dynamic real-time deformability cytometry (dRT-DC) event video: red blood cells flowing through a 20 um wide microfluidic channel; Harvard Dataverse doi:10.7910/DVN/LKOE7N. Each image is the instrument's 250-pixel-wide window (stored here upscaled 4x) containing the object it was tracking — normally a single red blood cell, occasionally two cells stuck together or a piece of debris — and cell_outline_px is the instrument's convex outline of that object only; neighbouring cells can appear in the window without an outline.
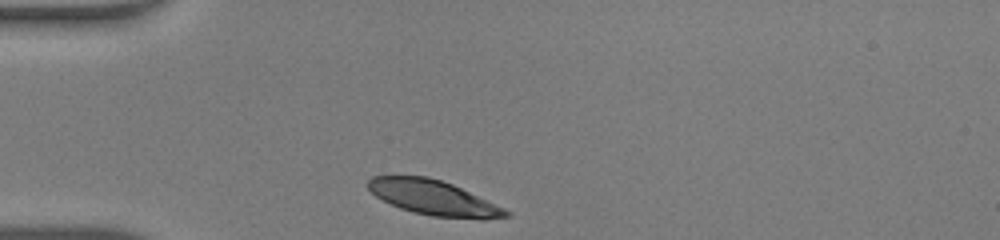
{"species": "human", "species_latin": "Homo sapiens", "temperature_condition": "warm", "stored_images_in_passage": 27, "camera_frame_rate_fps": 3000, "um_per_image_px": 0.085, "donor": {"sex": "male"}, "frame": {"image": 1, "passage_image": 1, "time_ms": 0.0, "image_size_px": [1000, 240], "cell_outline_px": [[512, 216], [484, 220], [432, 216], [412, 212], [400, 208], [376, 196], [364, 184], [372, 176], [428, 176], [452, 184], [504, 208], [512, 212]], "centroid_in_image_um": [36.87, 16.82], "position_along_channel_um": 48.1, "area_um2": 28.03}}
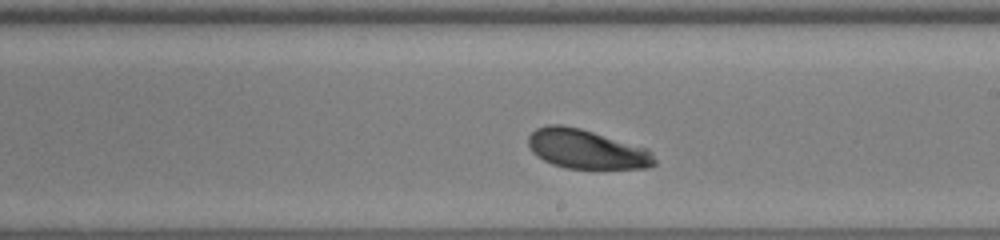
{"frame": {"image": 2, "passage_image": 16, "time_ms": 5.0, "image_size_px": [1000, 240], "cell_outline_px": [[656, 164], [648, 168], [568, 168], [552, 164], [536, 156], [532, 152], [528, 144], [528, 136], [536, 128], [548, 124], [560, 124], [580, 128], [648, 148], [652, 152], [656, 160]], "centroid_in_image_um": [49.85, 12.67], "position_along_channel_um": 239.1, "area_um2": 28.96}}
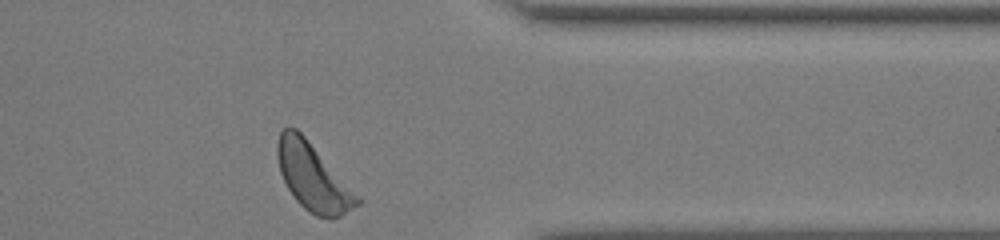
{"frame": {"image": 3, "passage_image": 27, "time_ms": 8.667, "image_size_px": [1000, 240], "cell_outline_px": [[364, 200], [360, 204], [340, 216], [332, 220], [316, 216], [308, 212], [296, 200], [288, 188], [280, 172], [276, 156], [276, 144], [280, 132], [284, 128], [296, 128], [304, 136]], "centroid_in_image_um": [26.62, 15.09], "position_along_channel_um": 384.8, "area_um2": 31.27}, "authors_computed_cell_mechanics": {"area_um2": 29.0156, "velocity_mm_per_s": 4.2591, "shape_relaxation_time_tau1_ms": 0.9489, "shape_relaxation_time_tau2_ms": null, "deformation_change_tau1": 0.0813, "deformation_change_tau2": null}}